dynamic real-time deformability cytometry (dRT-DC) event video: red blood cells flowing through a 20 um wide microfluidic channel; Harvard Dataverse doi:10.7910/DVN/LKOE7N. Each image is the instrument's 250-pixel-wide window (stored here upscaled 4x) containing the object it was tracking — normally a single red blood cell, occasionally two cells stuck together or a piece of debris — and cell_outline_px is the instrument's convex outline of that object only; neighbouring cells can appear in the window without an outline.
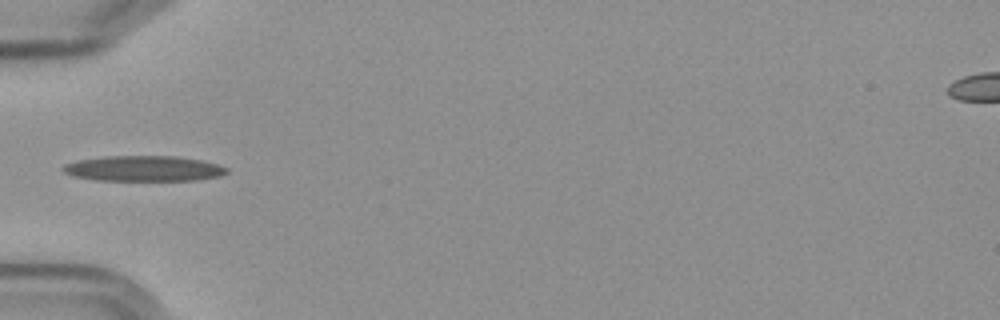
{"species": "Egyptian fruit bat (a non-hibernating species)", "species_latin": "Rousettus aegyptiacus", "temperature_condition": "cold", "stored_images_in_passage": 38, "camera_frame_rate_fps": 3000, "um_per_image_px": 0.085, "frame": {"image": 1, "passage_image": 1, "time_ms": 0.0, "image_size_px": [1000, 320], "cell_outline_px": [[228, 172], [220, 176], [196, 180], [96, 180], [76, 176], [64, 172], [60, 168], [64, 164], [76, 160], [108, 156], [176, 156], [200, 160], [216, 164], [228, 168]], "centroid_in_image_um": [12.2, 14.32], "position_along_channel_um": 72.8, "area_um2": 24.16}}
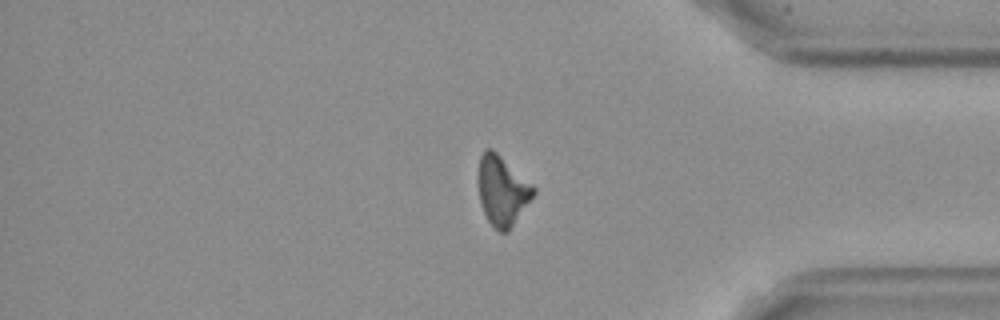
{"frame": {"image": 2, "passage_image": 29, "time_ms": 9.333, "image_size_px": [1000, 320], "cell_outline_px": [[536, 192], [508, 232], [500, 232], [488, 220], [480, 204], [476, 180], [476, 176], [480, 156], [484, 148], [492, 148], [532, 184], [536, 188]], "centroid_in_image_um": [42.65, 16.17], "position_along_channel_um": 392.6, "area_um2": 22.6}}
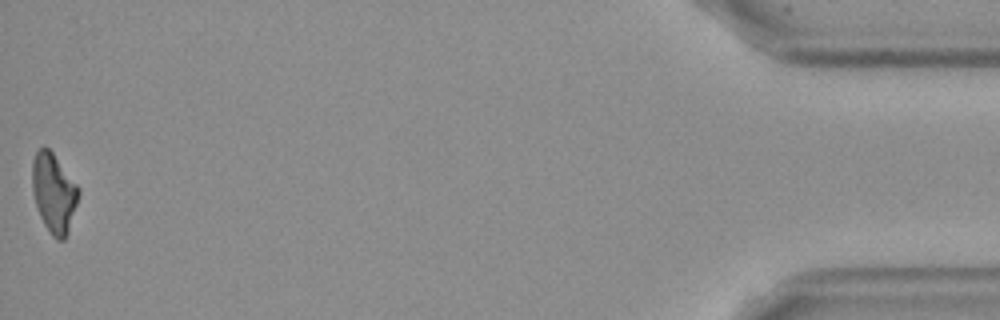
{"frame": {"image": 3, "passage_image": 38, "time_ms": 12.333, "image_size_px": [1000, 320], "cell_outline_px": [[80, 192], [68, 232], [64, 240], [56, 240], [52, 236], [44, 224], [40, 216], [32, 192], [32, 160], [36, 152], [44, 144], [52, 152], [80, 188]], "centroid_in_image_um": [4.57, 16.39], "position_along_channel_um": 430.6, "area_um2": 21.39}, "authors_computed_cell_mechanics": {"area_um2": 22.9755, "velocity_mm_per_s": 3.6113, "shape_relaxation_time_tau1_ms": 7.9446, "shape_relaxation_time_tau2_ms": null, "deformation_change_tau1": 0.2038, "deformation_change_tau2": null}}